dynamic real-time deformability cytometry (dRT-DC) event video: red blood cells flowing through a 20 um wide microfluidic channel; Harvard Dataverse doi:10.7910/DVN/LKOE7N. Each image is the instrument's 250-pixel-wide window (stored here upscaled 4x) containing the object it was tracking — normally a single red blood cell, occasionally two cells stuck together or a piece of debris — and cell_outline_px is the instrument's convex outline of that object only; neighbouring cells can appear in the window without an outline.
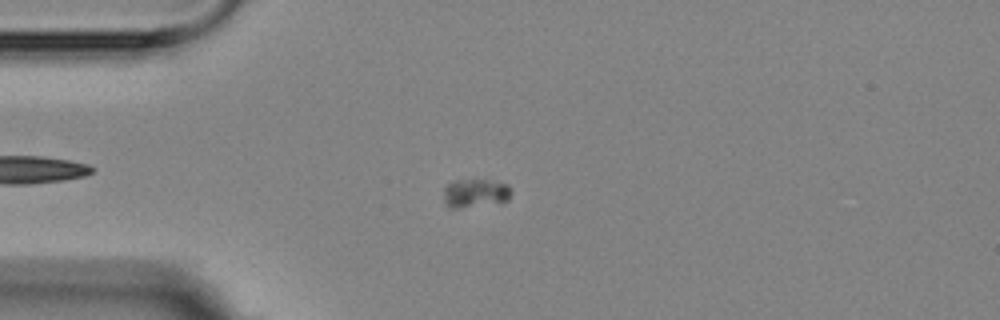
{"species": "Egyptian fruit bat (a non-hibernating species)", "species_latin": "Rousettus aegyptiacus", "temperature_condition": "room temperature", "stored_images_in_passage": 4, "camera_frame_rate_fps": 3000, "um_per_image_px": 0.085, "animal": {"sex": "female"}, "frame": {"image": 1, "passage_image": 3, "time_ms": 3.333, "image_size_px": [1000, 320], "cell_outline_px": [[512, 192], [508, 200], [456, 208], [448, 208], [444, 204], [444, 188], [452, 180], [488, 180], [508, 184]], "centroid_in_image_um": [40.36, 16.4], "position_along_channel_um": 44.6, "area_um2": 11.1}}